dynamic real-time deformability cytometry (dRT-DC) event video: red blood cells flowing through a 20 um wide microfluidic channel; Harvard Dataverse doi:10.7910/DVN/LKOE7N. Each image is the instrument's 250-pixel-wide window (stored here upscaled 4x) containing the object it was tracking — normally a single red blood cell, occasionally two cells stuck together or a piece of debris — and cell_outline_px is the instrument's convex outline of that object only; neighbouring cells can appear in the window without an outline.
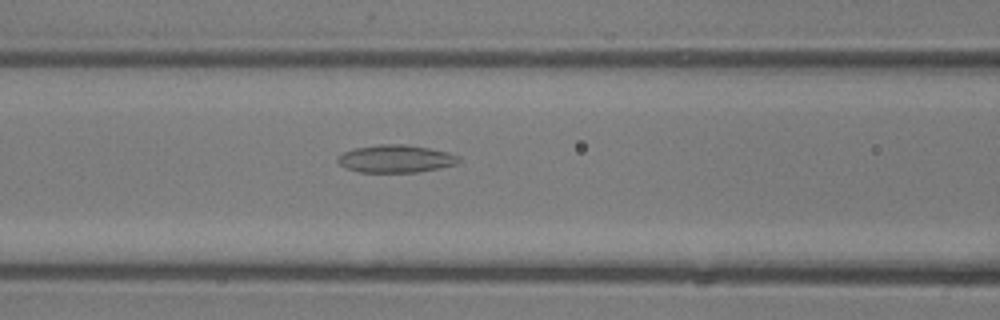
{"species": "common noctule bat (a hibernating species)", "species_latin": "Nyctalus noctula", "temperature_condition": "room temperature", "stored_images_in_passage": 30, "camera_frame_rate_fps": 3000, "um_per_image_px": 0.085, "animal": {"sex": "male", "body_mass_g": 13.3}, "frame": {"image": 1, "passage_image": 6, "time_ms": 1.667, "image_size_px": [1000, 320], "cell_outline_px": [[460, 160], [456, 164], [416, 172], [360, 172], [348, 168], [340, 164], [336, 160], [336, 156], [352, 148], [376, 144], [404, 144], [428, 148], [448, 152], [460, 156]], "centroid_in_image_um": [33.6, 13.48], "position_along_channel_um": 133.0, "area_um2": 19.48}}
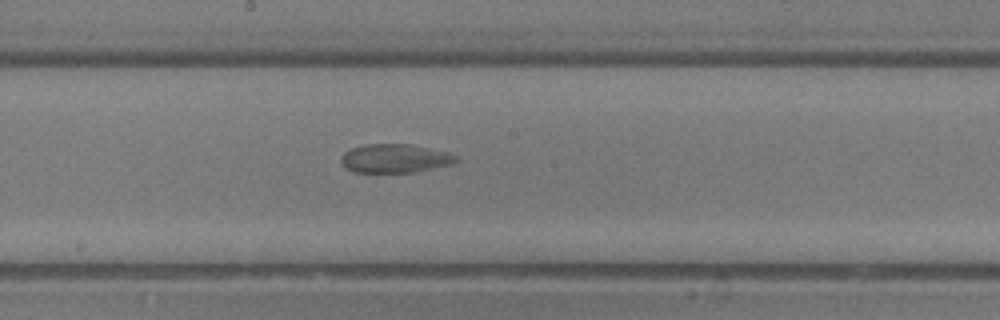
{"frame": {"image": 2, "passage_image": 11, "time_ms": 3.333, "image_size_px": [1000, 320], "cell_outline_px": [[460, 160], [452, 164], [412, 172], [356, 172], [348, 168], [340, 160], [340, 156], [344, 152], [352, 148], [364, 144], [408, 144], [448, 152], [456, 156]], "centroid_in_image_um": [33.57, 13.45], "position_along_channel_um": 214.6, "area_um2": 19.02}}
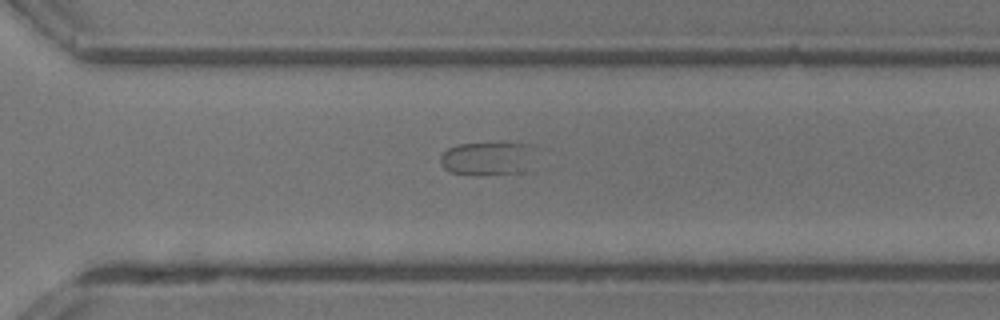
{"frame": {"image": 3, "passage_image": 18, "time_ms": 5.667, "image_size_px": [1000, 320], "cell_outline_px": [[536, 148], [524, 172], [448, 172], [444, 168], [440, 160], [440, 156], [448, 148], [456, 144], [536, 144]], "centroid_in_image_um": [41.44, 13.41], "position_along_channel_um": 329.2, "area_um2": 17.51}}